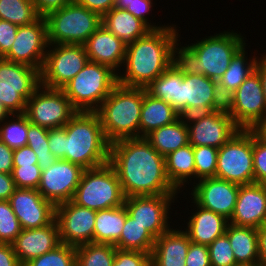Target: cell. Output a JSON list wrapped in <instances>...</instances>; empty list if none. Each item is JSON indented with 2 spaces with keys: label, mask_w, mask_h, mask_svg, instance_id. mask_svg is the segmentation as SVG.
Listing matches in <instances>:
<instances>
[{
  "label": "cell",
  "mask_w": 266,
  "mask_h": 266,
  "mask_svg": "<svg viewBox=\"0 0 266 266\" xmlns=\"http://www.w3.org/2000/svg\"><path fill=\"white\" fill-rule=\"evenodd\" d=\"M188 198L190 200L187 199V204L193 203L189 206L193 209H190L192 210L191 215L186 220L181 218L183 220L180 223L183 221L184 226L181 224L180 227L184 228L183 230L188 234L191 242L209 246L216 238L226 233L229 220L199 206L191 197Z\"/></svg>",
  "instance_id": "cell-24"
},
{
  "label": "cell",
  "mask_w": 266,
  "mask_h": 266,
  "mask_svg": "<svg viewBox=\"0 0 266 266\" xmlns=\"http://www.w3.org/2000/svg\"><path fill=\"white\" fill-rule=\"evenodd\" d=\"M38 14L32 0H0V19L18 26L37 21Z\"/></svg>",
  "instance_id": "cell-37"
},
{
  "label": "cell",
  "mask_w": 266,
  "mask_h": 266,
  "mask_svg": "<svg viewBox=\"0 0 266 266\" xmlns=\"http://www.w3.org/2000/svg\"><path fill=\"white\" fill-rule=\"evenodd\" d=\"M0 266H22L14 253L12 244L0 243Z\"/></svg>",
  "instance_id": "cell-55"
},
{
  "label": "cell",
  "mask_w": 266,
  "mask_h": 266,
  "mask_svg": "<svg viewBox=\"0 0 266 266\" xmlns=\"http://www.w3.org/2000/svg\"><path fill=\"white\" fill-rule=\"evenodd\" d=\"M48 144L50 152H52L56 159L65 160V129H49Z\"/></svg>",
  "instance_id": "cell-50"
},
{
  "label": "cell",
  "mask_w": 266,
  "mask_h": 266,
  "mask_svg": "<svg viewBox=\"0 0 266 266\" xmlns=\"http://www.w3.org/2000/svg\"><path fill=\"white\" fill-rule=\"evenodd\" d=\"M231 244L236 263L239 266H258L257 228L228 224L226 233Z\"/></svg>",
  "instance_id": "cell-30"
},
{
  "label": "cell",
  "mask_w": 266,
  "mask_h": 266,
  "mask_svg": "<svg viewBox=\"0 0 266 266\" xmlns=\"http://www.w3.org/2000/svg\"><path fill=\"white\" fill-rule=\"evenodd\" d=\"M195 183L204 178L216 177L218 149L211 146L193 147Z\"/></svg>",
  "instance_id": "cell-41"
},
{
  "label": "cell",
  "mask_w": 266,
  "mask_h": 266,
  "mask_svg": "<svg viewBox=\"0 0 266 266\" xmlns=\"http://www.w3.org/2000/svg\"><path fill=\"white\" fill-rule=\"evenodd\" d=\"M180 115L164 100L146 93L143 88V104L140 113L139 137H146L153 130L173 123Z\"/></svg>",
  "instance_id": "cell-29"
},
{
  "label": "cell",
  "mask_w": 266,
  "mask_h": 266,
  "mask_svg": "<svg viewBox=\"0 0 266 266\" xmlns=\"http://www.w3.org/2000/svg\"><path fill=\"white\" fill-rule=\"evenodd\" d=\"M165 165L167 178L179 193L195 184V161L190 143L165 156Z\"/></svg>",
  "instance_id": "cell-27"
},
{
  "label": "cell",
  "mask_w": 266,
  "mask_h": 266,
  "mask_svg": "<svg viewBox=\"0 0 266 266\" xmlns=\"http://www.w3.org/2000/svg\"><path fill=\"white\" fill-rule=\"evenodd\" d=\"M208 248L211 266H239L226 234L216 238Z\"/></svg>",
  "instance_id": "cell-43"
},
{
  "label": "cell",
  "mask_w": 266,
  "mask_h": 266,
  "mask_svg": "<svg viewBox=\"0 0 266 266\" xmlns=\"http://www.w3.org/2000/svg\"><path fill=\"white\" fill-rule=\"evenodd\" d=\"M126 45L103 24L84 44L89 61L108 66L117 74L124 64Z\"/></svg>",
  "instance_id": "cell-25"
},
{
  "label": "cell",
  "mask_w": 266,
  "mask_h": 266,
  "mask_svg": "<svg viewBox=\"0 0 266 266\" xmlns=\"http://www.w3.org/2000/svg\"><path fill=\"white\" fill-rule=\"evenodd\" d=\"M45 17L29 25L18 26L15 41L3 59L41 71L48 48Z\"/></svg>",
  "instance_id": "cell-17"
},
{
  "label": "cell",
  "mask_w": 266,
  "mask_h": 266,
  "mask_svg": "<svg viewBox=\"0 0 266 266\" xmlns=\"http://www.w3.org/2000/svg\"><path fill=\"white\" fill-rule=\"evenodd\" d=\"M41 171L38 164L14 166L12 178L16 188L37 190L41 180Z\"/></svg>",
  "instance_id": "cell-45"
},
{
  "label": "cell",
  "mask_w": 266,
  "mask_h": 266,
  "mask_svg": "<svg viewBox=\"0 0 266 266\" xmlns=\"http://www.w3.org/2000/svg\"><path fill=\"white\" fill-rule=\"evenodd\" d=\"M190 242L188 234L175 224L155 239L151 266H186L185 258Z\"/></svg>",
  "instance_id": "cell-26"
},
{
  "label": "cell",
  "mask_w": 266,
  "mask_h": 266,
  "mask_svg": "<svg viewBox=\"0 0 266 266\" xmlns=\"http://www.w3.org/2000/svg\"><path fill=\"white\" fill-rule=\"evenodd\" d=\"M155 1L153 0H135L133 3L129 4L126 11L130 12L136 18L143 21L151 30L162 29L168 25L159 22H153L149 19L150 13H152ZM151 11V12H150ZM148 15V16H147ZM157 24V25H156ZM160 24V25H159Z\"/></svg>",
  "instance_id": "cell-46"
},
{
  "label": "cell",
  "mask_w": 266,
  "mask_h": 266,
  "mask_svg": "<svg viewBox=\"0 0 266 266\" xmlns=\"http://www.w3.org/2000/svg\"><path fill=\"white\" fill-rule=\"evenodd\" d=\"M13 152L14 149L9 148L0 140V172L12 174L13 171Z\"/></svg>",
  "instance_id": "cell-54"
},
{
  "label": "cell",
  "mask_w": 266,
  "mask_h": 266,
  "mask_svg": "<svg viewBox=\"0 0 266 266\" xmlns=\"http://www.w3.org/2000/svg\"><path fill=\"white\" fill-rule=\"evenodd\" d=\"M154 244L155 238L127 212L120 239L114 246L120 250L141 251L151 254Z\"/></svg>",
  "instance_id": "cell-35"
},
{
  "label": "cell",
  "mask_w": 266,
  "mask_h": 266,
  "mask_svg": "<svg viewBox=\"0 0 266 266\" xmlns=\"http://www.w3.org/2000/svg\"><path fill=\"white\" fill-rule=\"evenodd\" d=\"M184 118L188 127L189 143L193 147L211 146L219 149L240 130L226 108Z\"/></svg>",
  "instance_id": "cell-15"
},
{
  "label": "cell",
  "mask_w": 266,
  "mask_h": 266,
  "mask_svg": "<svg viewBox=\"0 0 266 266\" xmlns=\"http://www.w3.org/2000/svg\"><path fill=\"white\" fill-rule=\"evenodd\" d=\"M48 44L84 45L101 25L102 17L72 0L45 16Z\"/></svg>",
  "instance_id": "cell-7"
},
{
  "label": "cell",
  "mask_w": 266,
  "mask_h": 266,
  "mask_svg": "<svg viewBox=\"0 0 266 266\" xmlns=\"http://www.w3.org/2000/svg\"><path fill=\"white\" fill-rule=\"evenodd\" d=\"M248 44L245 43L232 57L228 69L217 81L221 96L226 100L237 88L255 71L256 62L259 57L258 49L251 50L254 56H248ZM249 57V58H248Z\"/></svg>",
  "instance_id": "cell-28"
},
{
  "label": "cell",
  "mask_w": 266,
  "mask_h": 266,
  "mask_svg": "<svg viewBox=\"0 0 266 266\" xmlns=\"http://www.w3.org/2000/svg\"><path fill=\"white\" fill-rule=\"evenodd\" d=\"M109 163L125 197L180 194L167 178L165 157L145 137L111 143Z\"/></svg>",
  "instance_id": "cell-1"
},
{
  "label": "cell",
  "mask_w": 266,
  "mask_h": 266,
  "mask_svg": "<svg viewBox=\"0 0 266 266\" xmlns=\"http://www.w3.org/2000/svg\"><path fill=\"white\" fill-rule=\"evenodd\" d=\"M28 119L24 113L10 114L0 123V140L9 148L27 146Z\"/></svg>",
  "instance_id": "cell-38"
},
{
  "label": "cell",
  "mask_w": 266,
  "mask_h": 266,
  "mask_svg": "<svg viewBox=\"0 0 266 266\" xmlns=\"http://www.w3.org/2000/svg\"><path fill=\"white\" fill-rule=\"evenodd\" d=\"M142 104L143 88L119 83L114 87L96 111L110 144L121 139L139 137Z\"/></svg>",
  "instance_id": "cell-5"
},
{
  "label": "cell",
  "mask_w": 266,
  "mask_h": 266,
  "mask_svg": "<svg viewBox=\"0 0 266 266\" xmlns=\"http://www.w3.org/2000/svg\"><path fill=\"white\" fill-rule=\"evenodd\" d=\"M125 198L116 170L108 162L96 168L84 169L71 201L99 211L122 206Z\"/></svg>",
  "instance_id": "cell-8"
},
{
  "label": "cell",
  "mask_w": 266,
  "mask_h": 266,
  "mask_svg": "<svg viewBox=\"0 0 266 266\" xmlns=\"http://www.w3.org/2000/svg\"><path fill=\"white\" fill-rule=\"evenodd\" d=\"M102 24L125 44L144 37L151 30L130 12L115 7L102 17Z\"/></svg>",
  "instance_id": "cell-31"
},
{
  "label": "cell",
  "mask_w": 266,
  "mask_h": 266,
  "mask_svg": "<svg viewBox=\"0 0 266 266\" xmlns=\"http://www.w3.org/2000/svg\"><path fill=\"white\" fill-rule=\"evenodd\" d=\"M21 226L9 200H0V243L11 244L21 233Z\"/></svg>",
  "instance_id": "cell-42"
},
{
  "label": "cell",
  "mask_w": 266,
  "mask_h": 266,
  "mask_svg": "<svg viewBox=\"0 0 266 266\" xmlns=\"http://www.w3.org/2000/svg\"><path fill=\"white\" fill-rule=\"evenodd\" d=\"M126 216L124 205L96 211L93 242L115 245L120 239Z\"/></svg>",
  "instance_id": "cell-33"
},
{
  "label": "cell",
  "mask_w": 266,
  "mask_h": 266,
  "mask_svg": "<svg viewBox=\"0 0 266 266\" xmlns=\"http://www.w3.org/2000/svg\"><path fill=\"white\" fill-rule=\"evenodd\" d=\"M34 164H38V158L36 153L29 146L14 149L13 166Z\"/></svg>",
  "instance_id": "cell-51"
},
{
  "label": "cell",
  "mask_w": 266,
  "mask_h": 266,
  "mask_svg": "<svg viewBox=\"0 0 266 266\" xmlns=\"http://www.w3.org/2000/svg\"><path fill=\"white\" fill-rule=\"evenodd\" d=\"M96 211L71 200L55 206L61 243L77 247L93 242Z\"/></svg>",
  "instance_id": "cell-20"
},
{
  "label": "cell",
  "mask_w": 266,
  "mask_h": 266,
  "mask_svg": "<svg viewBox=\"0 0 266 266\" xmlns=\"http://www.w3.org/2000/svg\"><path fill=\"white\" fill-rule=\"evenodd\" d=\"M18 25L0 19V58H3L10 50L16 38Z\"/></svg>",
  "instance_id": "cell-49"
},
{
  "label": "cell",
  "mask_w": 266,
  "mask_h": 266,
  "mask_svg": "<svg viewBox=\"0 0 266 266\" xmlns=\"http://www.w3.org/2000/svg\"><path fill=\"white\" fill-rule=\"evenodd\" d=\"M65 129V160L91 169L109 162L110 143L96 112H77Z\"/></svg>",
  "instance_id": "cell-4"
},
{
  "label": "cell",
  "mask_w": 266,
  "mask_h": 266,
  "mask_svg": "<svg viewBox=\"0 0 266 266\" xmlns=\"http://www.w3.org/2000/svg\"><path fill=\"white\" fill-rule=\"evenodd\" d=\"M76 113L61 89L42 85L27 100L24 112L30 123L47 129L64 127Z\"/></svg>",
  "instance_id": "cell-14"
},
{
  "label": "cell",
  "mask_w": 266,
  "mask_h": 266,
  "mask_svg": "<svg viewBox=\"0 0 266 266\" xmlns=\"http://www.w3.org/2000/svg\"><path fill=\"white\" fill-rule=\"evenodd\" d=\"M16 189L12 174L0 172V200H9Z\"/></svg>",
  "instance_id": "cell-56"
},
{
  "label": "cell",
  "mask_w": 266,
  "mask_h": 266,
  "mask_svg": "<svg viewBox=\"0 0 266 266\" xmlns=\"http://www.w3.org/2000/svg\"><path fill=\"white\" fill-rule=\"evenodd\" d=\"M48 133L49 129L32 124L28 120L27 146L36 153L41 170L48 169L57 160L50 152Z\"/></svg>",
  "instance_id": "cell-39"
},
{
  "label": "cell",
  "mask_w": 266,
  "mask_h": 266,
  "mask_svg": "<svg viewBox=\"0 0 266 266\" xmlns=\"http://www.w3.org/2000/svg\"><path fill=\"white\" fill-rule=\"evenodd\" d=\"M181 84L182 73L171 64L159 77L154 81H151L145 87V91L150 96L169 103L178 113V100Z\"/></svg>",
  "instance_id": "cell-34"
},
{
  "label": "cell",
  "mask_w": 266,
  "mask_h": 266,
  "mask_svg": "<svg viewBox=\"0 0 266 266\" xmlns=\"http://www.w3.org/2000/svg\"><path fill=\"white\" fill-rule=\"evenodd\" d=\"M40 86V71L0 58V102L10 114L25 112L27 100Z\"/></svg>",
  "instance_id": "cell-10"
},
{
  "label": "cell",
  "mask_w": 266,
  "mask_h": 266,
  "mask_svg": "<svg viewBox=\"0 0 266 266\" xmlns=\"http://www.w3.org/2000/svg\"><path fill=\"white\" fill-rule=\"evenodd\" d=\"M162 29L150 30L144 37L126 45L118 83L128 87L145 88L172 64V51L180 37L175 23ZM124 67V68H123Z\"/></svg>",
  "instance_id": "cell-2"
},
{
  "label": "cell",
  "mask_w": 266,
  "mask_h": 266,
  "mask_svg": "<svg viewBox=\"0 0 266 266\" xmlns=\"http://www.w3.org/2000/svg\"><path fill=\"white\" fill-rule=\"evenodd\" d=\"M112 266H151V254L141 251L116 249Z\"/></svg>",
  "instance_id": "cell-47"
},
{
  "label": "cell",
  "mask_w": 266,
  "mask_h": 266,
  "mask_svg": "<svg viewBox=\"0 0 266 266\" xmlns=\"http://www.w3.org/2000/svg\"><path fill=\"white\" fill-rule=\"evenodd\" d=\"M181 195L182 193H180V195L165 194L126 197L124 206L128 214L156 239L175 225L176 221L173 220L171 214L172 211H175L173 216L179 214L177 213L178 210H173L178 208L179 205L175 208L173 205L179 202L178 198L184 200L181 199L182 197H179ZM172 220L174 222H172Z\"/></svg>",
  "instance_id": "cell-12"
},
{
  "label": "cell",
  "mask_w": 266,
  "mask_h": 266,
  "mask_svg": "<svg viewBox=\"0 0 266 266\" xmlns=\"http://www.w3.org/2000/svg\"><path fill=\"white\" fill-rule=\"evenodd\" d=\"M225 108L240 129H258L266 121V101L256 71L225 100Z\"/></svg>",
  "instance_id": "cell-11"
},
{
  "label": "cell",
  "mask_w": 266,
  "mask_h": 266,
  "mask_svg": "<svg viewBox=\"0 0 266 266\" xmlns=\"http://www.w3.org/2000/svg\"><path fill=\"white\" fill-rule=\"evenodd\" d=\"M225 108L218 83L211 78L198 74H182L178 114L186 117L196 113L210 112Z\"/></svg>",
  "instance_id": "cell-16"
},
{
  "label": "cell",
  "mask_w": 266,
  "mask_h": 266,
  "mask_svg": "<svg viewBox=\"0 0 266 266\" xmlns=\"http://www.w3.org/2000/svg\"><path fill=\"white\" fill-rule=\"evenodd\" d=\"M254 183L266 184V138L253 129Z\"/></svg>",
  "instance_id": "cell-44"
},
{
  "label": "cell",
  "mask_w": 266,
  "mask_h": 266,
  "mask_svg": "<svg viewBox=\"0 0 266 266\" xmlns=\"http://www.w3.org/2000/svg\"><path fill=\"white\" fill-rule=\"evenodd\" d=\"M118 84V74L110 67L88 61L61 90L77 112H96Z\"/></svg>",
  "instance_id": "cell-6"
},
{
  "label": "cell",
  "mask_w": 266,
  "mask_h": 266,
  "mask_svg": "<svg viewBox=\"0 0 266 266\" xmlns=\"http://www.w3.org/2000/svg\"><path fill=\"white\" fill-rule=\"evenodd\" d=\"M135 0H115L114 7L122 10H126L128 5L133 3Z\"/></svg>",
  "instance_id": "cell-59"
},
{
  "label": "cell",
  "mask_w": 266,
  "mask_h": 266,
  "mask_svg": "<svg viewBox=\"0 0 266 266\" xmlns=\"http://www.w3.org/2000/svg\"><path fill=\"white\" fill-rule=\"evenodd\" d=\"M9 202L22 229L41 228L55 219V206L36 189L16 188Z\"/></svg>",
  "instance_id": "cell-21"
},
{
  "label": "cell",
  "mask_w": 266,
  "mask_h": 266,
  "mask_svg": "<svg viewBox=\"0 0 266 266\" xmlns=\"http://www.w3.org/2000/svg\"><path fill=\"white\" fill-rule=\"evenodd\" d=\"M76 3L103 17L114 7L115 0H74Z\"/></svg>",
  "instance_id": "cell-53"
},
{
  "label": "cell",
  "mask_w": 266,
  "mask_h": 266,
  "mask_svg": "<svg viewBox=\"0 0 266 266\" xmlns=\"http://www.w3.org/2000/svg\"><path fill=\"white\" fill-rule=\"evenodd\" d=\"M258 235V266H266V223L257 229Z\"/></svg>",
  "instance_id": "cell-57"
},
{
  "label": "cell",
  "mask_w": 266,
  "mask_h": 266,
  "mask_svg": "<svg viewBox=\"0 0 266 266\" xmlns=\"http://www.w3.org/2000/svg\"><path fill=\"white\" fill-rule=\"evenodd\" d=\"M240 185L216 177L198 180L183 198L190 196L199 206L230 220L235 209ZM188 193V194H187ZM185 194V195H184Z\"/></svg>",
  "instance_id": "cell-18"
},
{
  "label": "cell",
  "mask_w": 266,
  "mask_h": 266,
  "mask_svg": "<svg viewBox=\"0 0 266 266\" xmlns=\"http://www.w3.org/2000/svg\"><path fill=\"white\" fill-rule=\"evenodd\" d=\"M88 61L84 45L49 44L40 71V85L61 89L85 67Z\"/></svg>",
  "instance_id": "cell-13"
},
{
  "label": "cell",
  "mask_w": 266,
  "mask_h": 266,
  "mask_svg": "<svg viewBox=\"0 0 266 266\" xmlns=\"http://www.w3.org/2000/svg\"><path fill=\"white\" fill-rule=\"evenodd\" d=\"M216 178L238 185L254 183L253 129H240L218 149Z\"/></svg>",
  "instance_id": "cell-9"
},
{
  "label": "cell",
  "mask_w": 266,
  "mask_h": 266,
  "mask_svg": "<svg viewBox=\"0 0 266 266\" xmlns=\"http://www.w3.org/2000/svg\"><path fill=\"white\" fill-rule=\"evenodd\" d=\"M84 169L63 159H57L48 169L41 171L37 190L54 206L72 200Z\"/></svg>",
  "instance_id": "cell-19"
},
{
  "label": "cell",
  "mask_w": 266,
  "mask_h": 266,
  "mask_svg": "<svg viewBox=\"0 0 266 266\" xmlns=\"http://www.w3.org/2000/svg\"><path fill=\"white\" fill-rule=\"evenodd\" d=\"M257 130L266 138V121Z\"/></svg>",
  "instance_id": "cell-61"
},
{
  "label": "cell",
  "mask_w": 266,
  "mask_h": 266,
  "mask_svg": "<svg viewBox=\"0 0 266 266\" xmlns=\"http://www.w3.org/2000/svg\"><path fill=\"white\" fill-rule=\"evenodd\" d=\"M229 223L257 229L266 223V184L240 185Z\"/></svg>",
  "instance_id": "cell-23"
},
{
  "label": "cell",
  "mask_w": 266,
  "mask_h": 266,
  "mask_svg": "<svg viewBox=\"0 0 266 266\" xmlns=\"http://www.w3.org/2000/svg\"><path fill=\"white\" fill-rule=\"evenodd\" d=\"M244 36L242 32L229 29L183 45L180 32L173 46L172 64L182 74L204 75L218 81L228 69L232 57L248 41Z\"/></svg>",
  "instance_id": "cell-3"
},
{
  "label": "cell",
  "mask_w": 266,
  "mask_h": 266,
  "mask_svg": "<svg viewBox=\"0 0 266 266\" xmlns=\"http://www.w3.org/2000/svg\"><path fill=\"white\" fill-rule=\"evenodd\" d=\"M11 244L19 262L24 266L30 260L42 256L61 244L59 225L54 219L41 228L22 229Z\"/></svg>",
  "instance_id": "cell-22"
},
{
  "label": "cell",
  "mask_w": 266,
  "mask_h": 266,
  "mask_svg": "<svg viewBox=\"0 0 266 266\" xmlns=\"http://www.w3.org/2000/svg\"><path fill=\"white\" fill-rule=\"evenodd\" d=\"M185 260L186 266H211L208 246L190 242Z\"/></svg>",
  "instance_id": "cell-48"
},
{
  "label": "cell",
  "mask_w": 266,
  "mask_h": 266,
  "mask_svg": "<svg viewBox=\"0 0 266 266\" xmlns=\"http://www.w3.org/2000/svg\"><path fill=\"white\" fill-rule=\"evenodd\" d=\"M71 1L72 0H32L41 17H45L48 13L63 8Z\"/></svg>",
  "instance_id": "cell-52"
},
{
  "label": "cell",
  "mask_w": 266,
  "mask_h": 266,
  "mask_svg": "<svg viewBox=\"0 0 266 266\" xmlns=\"http://www.w3.org/2000/svg\"><path fill=\"white\" fill-rule=\"evenodd\" d=\"M266 52V50H264ZM262 50V54L260 53L257 62L255 71L259 74L261 79L262 88H263V95L266 101V53Z\"/></svg>",
  "instance_id": "cell-58"
},
{
  "label": "cell",
  "mask_w": 266,
  "mask_h": 266,
  "mask_svg": "<svg viewBox=\"0 0 266 266\" xmlns=\"http://www.w3.org/2000/svg\"><path fill=\"white\" fill-rule=\"evenodd\" d=\"M24 266H76V247L61 243L55 249L30 260Z\"/></svg>",
  "instance_id": "cell-40"
},
{
  "label": "cell",
  "mask_w": 266,
  "mask_h": 266,
  "mask_svg": "<svg viewBox=\"0 0 266 266\" xmlns=\"http://www.w3.org/2000/svg\"><path fill=\"white\" fill-rule=\"evenodd\" d=\"M10 113L7 111V109L4 107L2 102H0V123L6 119Z\"/></svg>",
  "instance_id": "cell-60"
},
{
  "label": "cell",
  "mask_w": 266,
  "mask_h": 266,
  "mask_svg": "<svg viewBox=\"0 0 266 266\" xmlns=\"http://www.w3.org/2000/svg\"><path fill=\"white\" fill-rule=\"evenodd\" d=\"M116 247L111 244L87 243L76 247V266H112Z\"/></svg>",
  "instance_id": "cell-36"
},
{
  "label": "cell",
  "mask_w": 266,
  "mask_h": 266,
  "mask_svg": "<svg viewBox=\"0 0 266 266\" xmlns=\"http://www.w3.org/2000/svg\"><path fill=\"white\" fill-rule=\"evenodd\" d=\"M151 146L164 157L189 144L186 120L180 116L173 123L153 130L145 137Z\"/></svg>",
  "instance_id": "cell-32"
}]
</instances>
